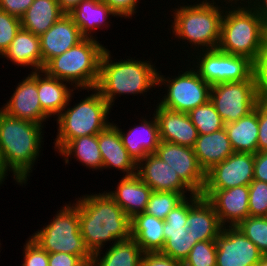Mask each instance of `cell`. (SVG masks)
<instances>
[{"instance_id":"cell-17","label":"cell","mask_w":267,"mask_h":266,"mask_svg":"<svg viewBox=\"0 0 267 266\" xmlns=\"http://www.w3.org/2000/svg\"><path fill=\"white\" fill-rule=\"evenodd\" d=\"M189 210L190 196L171 210L163 225L165 244L161 253L181 262L185 260L197 243L191 233L185 230Z\"/></svg>"},{"instance_id":"cell-27","label":"cell","mask_w":267,"mask_h":266,"mask_svg":"<svg viewBox=\"0 0 267 266\" xmlns=\"http://www.w3.org/2000/svg\"><path fill=\"white\" fill-rule=\"evenodd\" d=\"M0 58L10 60L18 68L20 66L23 68L28 67L32 71L42 70L40 37L20 28L10 47Z\"/></svg>"},{"instance_id":"cell-36","label":"cell","mask_w":267,"mask_h":266,"mask_svg":"<svg viewBox=\"0 0 267 266\" xmlns=\"http://www.w3.org/2000/svg\"><path fill=\"white\" fill-rule=\"evenodd\" d=\"M263 255H267V219L261 216H248L238 226Z\"/></svg>"},{"instance_id":"cell-12","label":"cell","mask_w":267,"mask_h":266,"mask_svg":"<svg viewBox=\"0 0 267 266\" xmlns=\"http://www.w3.org/2000/svg\"><path fill=\"white\" fill-rule=\"evenodd\" d=\"M254 154L234 152L206 172L203 190H223L249 185L254 180Z\"/></svg>"},{"instance_id":"cell-14","label":"cell","mask_w":267,"mask_h":266,"mask_svg":"<svg viewBox=\"0 0 267 266\" xmlns=\"http://www.w3.org/2000/svg\"><path fill=\"white\" fill-rule=\"evenodd\" d=\"M155 154L168 163L194 193L203 192L206 173L199 165L192 147L161 140Z\"/></svg>"},{"instance_id":"cell-26","label":"cell","mask_w":267,"mask_h":266,"mask_svg":"<svg viewBox=\"0 0 267 266\" xmlns=\"http://www.w3.org/2000/svg\"><path fill=\"white\" fill-rule=\"evenodd\" d=\"M74 90L70 83L38 70V98L42 111L49 118H56L63 111Z\"/></svg>"},{"instance_id":"cell-48","label":"cell","mask_w":267,"mask_h":266,"mask_svg":"<svg viewBox=\"0 0 267 266\" xmlns=\"http://www.w3.org/2000/svg\"><path fill=\"white\" fill-rule=\"evenodd\" d=\"M249 5L258 13L267 29V0H253Z\"/></svg>"},{"instance_id":"cell-5","label":"cell","mask_w":267,"mask_h":266,"mask_svg":"<svg viewBox=\"0 0 267 266\" xmlns=\"http://www.w3.org/2000/svg\"><path fill=\"white\" fill-rule=\"evenodd\" d=\"M86 90L85 95L78 103L70 106L73 95L76 92ZM79 91V92H78ZM89 91H92V93ZM111 106L102 97L100 91L94 87L91 89H75L68 101L67 106L56 117L57 134L53 139L54 150L58 153L69 141L89 135H97L106 129L112 122L109 114L112 113Z\"/></svg>"},{"instance_id":"cell-3","label":"cell","mask_w":267,"mask_h":266,"mask_svg":"<svg viewBox=\"0 0 267 266\" xmlns=\"http://www.w3.org/2000/svg\"><path fill=\"white\" fill-rule=\"evenodd\" d=\"M44 125L21 120L0 109V150L15 184L25 187L44 145ZM43 143V144H42ZM36 162V163H35Z\"/></svg>"},{"instance_id":"cell-15","label":"cell","mask_w":267,"mask_h":266,"mask_svg":"<svg viewBox=\"0 0 267 266\" xmlns=\"http://www.w3.org/2000/svg\"><path fill=\"white\" fill-rule=\"evenodd\" d=\"M13 91L9 100L2 105V111L36 124L44 125L48 121L49 117L42 111L38 98V71H30Z\"/></svg>"},{"instance_id":"cell-23","label":"cell","mask_w":267,"mask_h":266,"mask_svg":"<svg viewBox=\"0 0 267 266\" xmlns=\"http://www.w3.org/2000/svg\"><path fill=\"white\" fill-rule=\"evenodd\" d=\"M98 144L103 160L102 171L115 168L122 176L137 174V164L129 156L118 129L112 123L98 134Z\"/></svg>"},{"instance_id":"cell-4","label":"cell","mask_w":267,"mask_h":266,"mask_svg":"<svg viewBox=\"0 0 267 266\" xmlns=\"http://www.w3.org/2000/svg\"><path fill=\"white\" fill-rule=\"evenodd\" d=\"M108 47L100 61V77L96 88L113 109L114 103L121 95L143 96L156 90L158 68L151 59H140L134 56L126 59L113 58ZM154 88V89H153ZM118 96V97H117Z\"/></svg>"},{"instance_id":"cell-46","label":"cell","mask_w":267,"mask_h":266,"mask_svg":"<svg viewBox=\"0 0 267 266\" xmlns=\"http://www.w3.org/2000/svg\"><path fill=\"white\" fill-rule=\"evenodd\" d=\"M85 262L76 255L58 252L49 253L48 266H83Z\"/></svg>"},{"instance_id":"cell-31","label":"cell","mask_w":267,"mask_h":266,"mask_svg":"<svg viewBox=\"0 0 267 266\" xmlns=\"http://www.w3.org/2000/svg\"><path fill=\"white\" fill-rule=\"evenodd\" d=\"M106 247L92 254L94 266H141L144 252L133 238Z\"/></svg>"},{"instance_id":"cell-21","label":"cell","mask_w":267,"mask_h":266,"mask_svg":"<svg viewBox=\"0 0 267 266\" xmlns=\"http://www.w3.org/2000/svg\"><path fill=\"white\" fill-rule=\"evenodd\" d=\"M154 106L153 113L158 121L160 139L193 148L199 134L188 113L163 108L158 104Z\"/></svg>"},{"instance_id":"cell-29","label":"cell","mask_w":267,"mask_h":266,"mask_svg":"<svg viewBox=\"0 0 267 266\" xmlns=\"http://www.w3.org/2000/svg\"><path fill=\"white\" fill-rule=\"evenodd\" d=\"M164 220L145 212L131 218V238L146 252H161L165 244Z\"/></svg>"},{"instance_id":"cell-22","label":"cell","mask_w":267,"mask_h":266,"mask_svg":"<svg viewBox=\"0 0 267 266\" xmlns=\"http://www.w3.org/2000/svg\"><path fill=\"white\" fill-rule=\"evenodd\" d=\"M185 230L197 241L216 240L223 226L212 204L201 194L190 196Z\"/></svg>"},{"instance_id":"cell-32","label":"cell","mask_w":267,"mask_h":266,"mask_svg":"<svg viewBox=\"0 0 267 266\" xmlns=\"http://www.w3.org/2000/svg\"><path fill=\"white\" fill-rule=\"evenodd\" d=\"M58 154L63 157L65 165L70 164L71 158H75L82 164L81 166H85L89 170L102 171L103 160L98 144V134L73 139Z\"/></svg>"},{"instance_id":"cell-2","label":"cell","mask_w":267,"mask_h":266,"mask_svg":"<svg viewBox=\"0 0 267 266\" xmlns=\"http://www.w3.org/2000/svg\"><path fill=\"white\" fill-rule=\"evenodd\" d=\"M194 1L196 0L190 1L193 4L187 3L186 0L180 4L177 1L178 5L174 4L175 7H171L170 10L173 20L171 19L172 24L169 26L171 29L168 28L170 30L168 34H173L172 37L177 42L182 41V44L191 49L188 52L187 47H182L187 57L198 51L218 48L222 17L225 7L229 4L226 0Z\"/></svg>"},{"instance_id":"cell-42","label":"cell","mask_w":267,"mask_h":266,"mask_svg":"<svg viewBox=\"0 0 267 266\" xmlns=\"http://www.w3.org/2000/svg\"><path fill=\"white\" fill-rule=\"evenodd\" d=\"M107 4L118 17L124 19H130L138 13L139 4L142 0H102Z\"/></svg>"},{"instance_id":"cell-7","label":"cell","mask_w":267,"mask_h":266,"mask_svg":"<svg viewBox=\"0 0 267 266\" xmlns=\"http://www.w3.org/2000/svg\"><path fill=\"white\" fill-rule=\"evenodd\" d=\"M100 40L84 38L61 55L52 58L43 70L54 78L70 83L75 89H91L100 77V61L106 46Z\"/></svg>"},{"instance_id":"cell-30","label":"cell","mask_w":267,"mask_h":266,"mask_svg":"<svg viewBox=\"0 0 267 266\" xmlns=\"http://www.w3.org/2000/svg\"><path fill=\"white\" fill-rule=\"evenodd\" d=\"M234 152L256 153L258 151V101L247 116L224 125Z\"/></svg>"},{"instance_id":"cell-28","label":"cell","mask_w":267,"mask_h":266,"mask_svg":"<svg viewBox=\"0 0 267 266\" xmlns=\"http://www.w3.org/2000/svg\"><path fill=\"white\" fill-rule=\"evenodd\" d=\"M193 150L205 173L234 153L225 128L199 135Z\"/></svg>"},{"instance_id":"cell-1","label":"cell","mask_w":267,"mask_h":266,"mask_svg":"<svg viewBox=\"0 0 267 266\" xmlns=\"http://www.w3.org/2000/svg\"><path fill=\"white\" fill-rule=\"evenodd\" d=\"M74 201L81 235L91 254L106 248L108 243L131 238V218L106 191L84 194Z\"/></svg>"},{"instance_id":"cell-41","label":"cell","mask_w":267,"mask_h":266,"mask_svg":"<svg viewBox=\"0 0 267 266\" xmlns=\"http://www.w3.org/2000/svg\"><path fill=\"white\" fill-rule=\"evenodd\" d=\"M254 76L260 97H267V38L254 62Z\"/></svg>"},{"instance_id":"cell-49","label":"cell","mask_w":267,"mask_h":266,"mask_svg":"<svg viewBox=\"0 0 267 266\" xmlns=\"http://www.w3.org/2000/svg\"><path fill=\"white\" fill-rule=\"evenodd\" d=\"M57 1H58L61 11L64 14H69L76 8V6L81 1H84V0H57Z\"/></svg>"},{"instance_id":"cell-51","label":"cell","mask_w":267,"mask_h":266,"mask_svg":"<svg viewBox=\"0 0 267 266\" xmlns=\"http://www.w3.org/2000/svg\"><path fill=\"white\" fill-rule=\"evenodd\" d=\"M231 4H250L253 0H226Z\"/></svg>"},{"instance_id":"cell-9","label":"cell","mask_w":267,"mask_h":266,"mask_svg":"<svg viewBox=\"0 0 267 266\" xmlns=\"http://www.w3.org/2000/svg\"><path fill=\"white\" fill-rule=\"evenodd\" d=\"M186 66L184 68L183 65H178L176 68L180 69L177 71V75L174 74L173 76L170 74L169 76L163 75L162 71L158 70L157 87H160V91L165 93L164 95L160 93L162 98L158 97L160 101L157 100L158 102L156 103L159 106L182 113H189L192 109L210 100L211 85L198 75L189 62ZM162 88L163 90L165 89V92Z\"/></svg>"},{"instance_id":"cell-45","label":"cell","mask_w":267,"mask_h":266,"mask_svg":"<svg viewBox=\"0 0 267 266\" xmlns=\"http://www.w3.org/2000/svg\"><path fill=\"white\" fill-rule=\"evenodd\" d=\"M34 0H0V10L21 19Z\"/></svg>"},{"instance_id":"cell-35","label":"cell","mask_w":267,"mask_h":266,"mask_svg":"<svg viewBox=\"0 0 267 266\" xmlns=\"http://www.w3.org/2000/svg\"><path fill=\"white\" fill-rule=\"evenodd\" d=\"M195 193H175L167 191H153L150 195L145 213L165 220L167 215L186 197Z\"/></svg>"},{"instance_id":"cell-8","label":"cell","mask_w":267,"mask_h":266,"mask_svg":"<svg viewBox=\"0 0 267 266\" xmlns=\"http://www.w3.org/2000/svg\"><path fill=\"white\" fill-rule=\"evenodd\" d=\"M55 213L48 224L30 237L48 253L64 252L79 256L85 263L91 261L92 254L80 231L78 208L69 201Z\"/></svg>"},{"instance_id":"cell-13","label":"cell","mask_w":267,"mask_h":266,"mask_svg":"<svg viewBox=\"0 0 267 266\" xmlns=\"http://www.w3.org/2000/svg\"><path fill=\"white\" fill-rule=\"evenodd\" d=\"M216 248V266H255L264 256L237 227H223Z\"/></svg>"},{"instance_id":"cell-33","label":"cell","mask_w":267,"mask_h":266,"mask_svg":"<svg viewBox=\"0 0 267 266\" xmlns=\"http://www.w3.org/2000/svg\"><path fill=\"white\" fill-rule=\"evenodd\" d=\"M62 15L57 0H34L21 18V28L40 37Z\"/></svg>"},{"instance_id":"cell-16","label":"cell","mask_w":267,"mask_h":266,"mask_svg":"<svg viewBox=\"0 0 267 266\" xmlns=\"http://www.w3.org/2000/svg\"><path fill=\"white\" fill-rule=\"evenodd\" d=\"M201 196L214 207L223 227H236L249 216V186L203 190Z\"/></svg>"},{"instance_id":"cell-50","label":"cell","mask_w":267,"mask_h":266,"mask_svg":"<svg viewBox=\"0 0 267 266\" xmlns=\"http://www.w3.org/2000/svg\"><path fill=\"white\" fill-rule=\"evenodd\" d=\"M8 173L10 174L11 171L6 167L0 150V186L4 184L3 182L7 179V176L9 177Z\"/></svg>"},{"instance_id":"cell-34","label":"cell","mask_w":267,"mask_h":266,"mask_svg":"<svg viewBox=\"0 0 267 266\" xmlns=\"http://www.w3.org/2000/svg\"><path fill=\"white\" fill-rule=\"evenodd\" d=\"M188 115L191 122L198 130L199 135L211 134L224 128L225 125L219 113L216 111L214 104L210 100L192 109Z\"/></svg>"},{"instance_id":"cell-11","label":"cell","mask_w":267,"mask_h":266,"mask_svg":"<svg viewBox=\"0 0 267 266\" xmlns=\"http://www.w3.org/2000/svg\"><path fill=\"white\" fill-rule=\"evenodd\" d=\"M260 98L253 75L249 80L217 83L211 86L210 101L224 124L247 116Z\"/></svg>"},{"instance_id":"cell-53","label":"cell","mask_w":267,"mask_h":266,"mask_svg":"<svg viewBox=\"0 0 267 266\" xmlns=\"http://www.w3.org/2000/svg\"><path fill=\"white\" fill-rule=\"evenodd\" d=\"M83 266H94V265L91 261H89V262H86Z\"/></svg>"},{"instance_id":"cell-43","label":"cell","mask_w":267,"mask_h":266,"mask_svg":"<svg viewBox=\"0 0 267 266\" xmlns=\"http://www.w3.org/2000/svg\"><path fill=\"white\" fill-rule=\"evenodd\" d=\"M258 151H267V97L258 99Z\"/></svg>"},{"instance_id":"cell-44","label":"cell","mask_w":267,"mask_h":266,"mask_svg":"<svg viewBox=\"0 0 267 266\" xmlns=\"http://www.w3.org/2000/svg\"><path fill=\"white\" fill-rule=\"evenodd\" d=\"M141 266H183L182 262L161 252H146L142 256Z\"/></svg>"},{"instance_id":"cell-19","label":"cell","mask_w":267,"mask_h":266,"mask_svg":"<svg viewBox=\"0 0 267 266\" xmlns=\"http://www.w3.org/2000/svg\"><path fill=\"white\" fill-rule=\"evenodd\" d=\"M84 38L72 17L69 14L62 15L40 36L42 70L52 58L61 55Z\"/></svg>"},{"instance_id":"cell-39","label":"cell","mask_w":267,"mask_h":266,"mask_svg":"<svg viewBox=\"0 0 267 266\" xmlns=\"http://www.w3.org/2000/svg\"><path fill=\"white\" fill-rule=\"evenodd\" d=\"M21 28V19L0 10V57L10 47Z\"/></svg>"},{"instance_id":"cell-37","label":"cell","mask_w":267,"mask_h":266,"mask_svg":"<svg viewBox=\"0 0 267 266\" xmlns=\"http://www.w3.org/2000/svg\"><path fill=\"white\" fill-rule=\"evenodd\" d=\"M216 240L197 242L182 262L183 266H216Z\"/></svg>"},{"instance_id":"cell-10","label":"cell","mask_w":267,"mask_h":266,"mask_svg":"<svg viewBox=\"0 0 267 266\" xmlns=\"http://www.w3.org/2000/svg\"><path fill=\"white\" fill-rule=\"evenodd\" d=\"M184 61L190 62L191 67L211 86L223 82L249 80L254 75L252 60L218 49L192 53Z\"/></svg>"},{"instance_id":"cell-6","label":"cell","mask_w":267,"mask_h":266,"mask_svg":"<svg viewBox=\"0 0 267 266\" xmlns=\"http://www.w3.org/2000/svg\"><path fill=\"white\" fill-rule=\"evenodd\" d=\"M265 38L262 19L249 4L229 3L225 7L218 50L255 62Z\"/></svg>"},{"instance_id":"cell-52","label":"cell","mask_w":267,"mask_h":266,"mask_svg":"<svg viewBox=\"0 0 267 266\" xmlns=\"http://www.w3.org/2000/svg\"><path fill=\"white\" fill-rule=\"evenodd\" d=\"M255 266H267V255H264Z\"/></svg>"},{"instance_id":"cell-24","label":"cell","mask_w":267,"mask_h":266,"mask_svg":"<svg viewBox=\"0 0 267 266\" xmlns=\"http://www.w3.org/2000/svg\"><path fill=\"white\" fill-rule=\"evenodd\" d=\"M120 178L113 191L106 190L108 195L130 218L145 212L152 189L137 174Z\"/></svg>"},{"instance_id":"cell-25","label":"cell","mask_w":267,"mask_h":266,"mask_svg":"<svg viewBox=\"0 0 267 266\" xmlns=\"http://www.w3.org/2000/svg\"><path fill=\"white\" fill-rule=\"evenodd\" d=\"M69 15L85 38L97 40L96 31L111 27V16L118 18V15L102 0L81 1Z\"/></svg>"},{"instance_id":"cell-20","label":"cell","mask_w":267,"mask_h":266,"mask_svg":"<svg viewBox=\"0 0 267 266\" xmlns=\"http://www.w3.org/2000/svg\"><path fill=\"white\" fill-rule=\"evenodd\" d=\"M137 175L152 191L194 193L177 172L156 154H148L137 164Z\"/></svg>"},{"instance_id":"cell-38","label":"cell","mask_w":267,"mask_h":266,"mask_svg":"<svg viewBox=\"0 0 267 266\" xmlns=\"http://www.w3.org/2000/svg\"><path fill=\"white\" fill-rule=\"evenodd\" d=\"M249 216L267 215V183L253 180L249 185Z\"/></svg>"},{"instance_id":"cell-47","label":"cell","mask_w":267,"mask_h":266,"mask_svg":"<svg viewBox=\"0 0 267 266\" xmlns=\"http://www.w3.org/2000/svg\"><path fill=\"white\" fill-rule=\"evenodd\" d=\"M254 180L267 183V151L254 153Z\"/></svg>"},{"instance_id":"cell-40","label":"cell","mask_w":267,"mask_h":266,"mask_svg":"<svg viewBox=\"0 0 267 266\" xmlns=\"http://www.w3.org/2000/svg\"><path fill=\"white\" fill-rule=\"evenodd\" d=\"M23 261L21 266H48L49 253L30 236L23 244Z\"/></svg>"},{"instance_id":"cell-18","label":"cell","mask_w":267,"mask_h":266,"mask_svg":"<svg viewBox=\"0 0 267 266\" xmlns=\"http://www.w3.org/2000/svg\"><path fill=\"white\" fill-rule=\"evenodd\" d=\"M150 113L148 117L141 116L139 124L133 125L127 132L112 121V124L118 129L122 144L128 151L129 156L138 164L148 154H155L161 142L159 125L155 114ZM149 119V120H148Z\"/></svg>"}]
</instances>
